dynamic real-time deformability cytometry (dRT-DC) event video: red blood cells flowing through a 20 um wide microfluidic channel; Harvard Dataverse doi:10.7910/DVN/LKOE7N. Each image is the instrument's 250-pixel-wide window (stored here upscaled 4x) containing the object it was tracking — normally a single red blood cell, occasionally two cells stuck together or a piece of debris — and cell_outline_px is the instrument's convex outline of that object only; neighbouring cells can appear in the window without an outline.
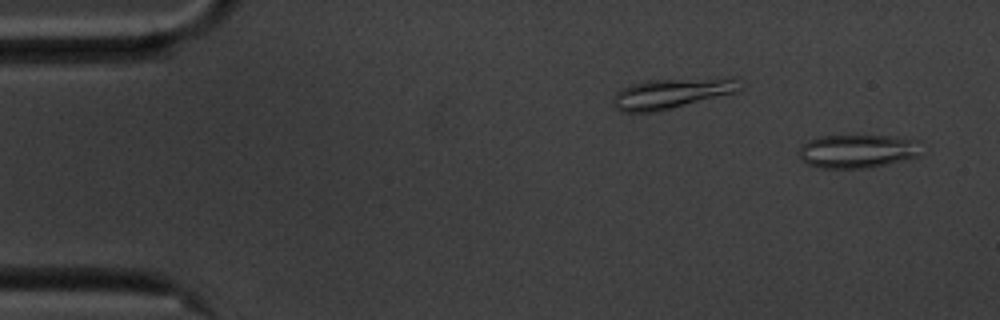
{"species": "common noctule bat (a hibernating species)", "species_latin": "Nyctalus noctula", "temperature_condition": "cold", "stored_images_in_passage": 55, "camera_frame_rate_fps": 3000, "um_per_image_px": 0.085, "animal": {"sex": "male", "body_mass_g": 20.1, "forearm_length_mm": 53.5}, "frame": {"image": 1, "passage_image": 2, "time_ms": 0.333, "image_size_px": [1000, 320], "cell_outline_px": [[916, 156], [868, 168], [820, 168], [808, 164], [800, 156], [800, 148], [808, 140], [820, 136], [892, 136], [916, 140]], "centroid_in_image_um": [72.79, 12.85], "position_along_channel_um": 12.2, "area_um2": 23.12}}
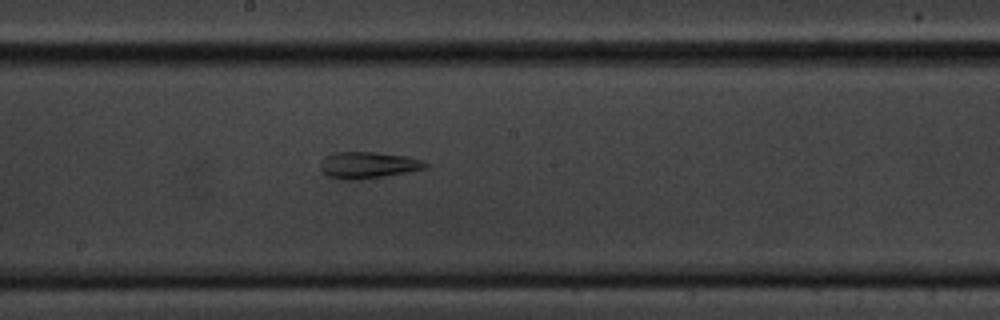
{"frame": {"image": 2, "passage_image": 29, "time_ms": 9.333, "image_size_px": [1000, 320], "cell_outline_px": [[432, 164], [428, 168], [408, 172], [356, 180], [348, 180], [328, 176], [320, 168], [320, 160], [324, 156], [336, 152], [376, 152], [404, 156], [420, 160]], "centroid_in_image_um": [31.29, 14.02], "position_along_channel_um": 216.9, "area_um2": 16.24}}
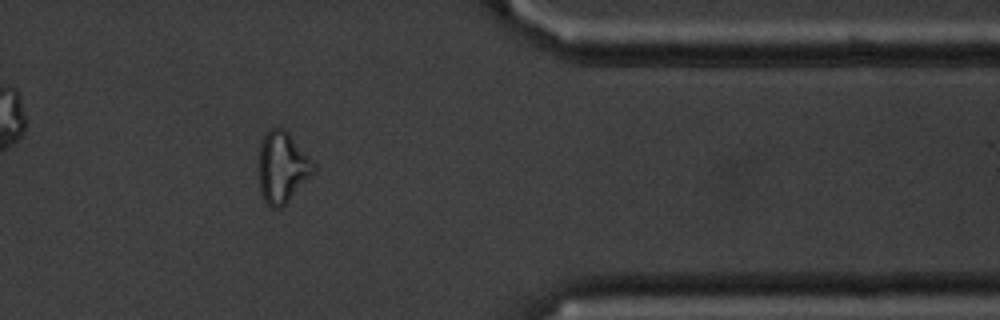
{"frame": {"image": 3, "passage_image": 45, "time_ms": 14.667, "image_size_px": [1000, 320], "cell_outline_px": [[316, 168], [288, 200], [280, 208], [272, 208], [264, 200], [260, 192], [256, 168], [260, 144], [264, 136], [272, 128], [284, 128], [288, 132], [316, 164]], "centroid_in_image_um": [23.93, 14.2], "position_along_channel_um": 387.5, "area_um2": 22.72}, "authors_computed_cell_mechanics": {"area_um2": 21.675, "velocity_mm_per_s": 3.5359, "shape_relaxation_time_tau1_ms": null, "shape_relaxation_time_tau2_ms": 2.3997, "deformation_change_tau1": null, "deformation_change_tau2": 0.1319}}